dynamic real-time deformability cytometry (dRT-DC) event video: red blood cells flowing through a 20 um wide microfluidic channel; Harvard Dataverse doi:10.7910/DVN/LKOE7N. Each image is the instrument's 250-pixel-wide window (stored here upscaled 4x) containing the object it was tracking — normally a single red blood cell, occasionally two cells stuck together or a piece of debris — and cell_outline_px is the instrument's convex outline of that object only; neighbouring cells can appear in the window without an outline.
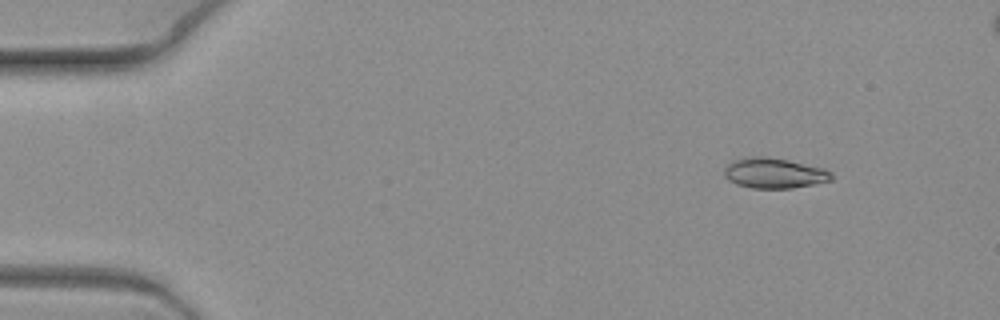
{"species": "common noctule bat (a hibernating species)", "species_latin": "Nyctalus noctula", "temperature_condition": "warm", "stored_images_in_passage": 7, "camera_frame_rate_fps": 3000, "um_per_image_px": 0.085, "animal": {"sex": "female", "body_mass_g": 19.3, "forearm_length_mm": 54.1}, "frame": {"image": 1, "passage_image": 2, "time_ms": 0.333, "image_size_px": [1000, 320], "cell_outline_px": [[832, 180], [792, 188], [752, 188], [736, 184], [728, 180], [724, 176], [724, 168], [732, 160], [744, 156], [768, 156], [788, 160], [824, 168], [832, 172]], "centroid_in_image_um": [65.76, 14.7], "position_along_channel_um": 19.2, "area_um2": 19.13}}